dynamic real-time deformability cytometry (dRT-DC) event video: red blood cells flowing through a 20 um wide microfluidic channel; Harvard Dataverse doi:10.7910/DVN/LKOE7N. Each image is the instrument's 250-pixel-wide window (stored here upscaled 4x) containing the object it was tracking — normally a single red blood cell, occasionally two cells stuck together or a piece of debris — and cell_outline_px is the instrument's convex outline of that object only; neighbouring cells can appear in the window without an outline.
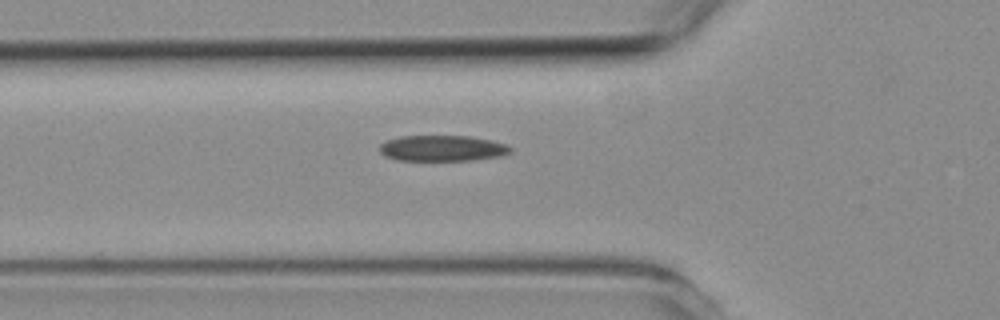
{"species": "common noctule bat (a hibernating species)", "species_latin": "Nyctalus noctula", "temperature_condition": "room temperature", "stored_images_in_passage": 5, "camera_frame_rate_fps": 3000, "um_per_image_px": 0.085, "animal": {"sex": "female", "body_mass_g": 19.3, "forearm_length_mm": 54.1}, "frame": {"image": 1, "passage_image": 5, "time_ms": 5.667, "image_size_px": [1000, 320], "cell_outline_px": [[512, 152], [500, 156], [472, 160], [396, 160], [384, 156], [380, 152], [380, 144], [388, 140], [400, 136], [468, 136], [492, 140], [508, 144], [512, 148]], "centroid_in_image_um": [37.62, 12.6], "position_along_channel_um": 88.2, "area_um2": 19.77}}